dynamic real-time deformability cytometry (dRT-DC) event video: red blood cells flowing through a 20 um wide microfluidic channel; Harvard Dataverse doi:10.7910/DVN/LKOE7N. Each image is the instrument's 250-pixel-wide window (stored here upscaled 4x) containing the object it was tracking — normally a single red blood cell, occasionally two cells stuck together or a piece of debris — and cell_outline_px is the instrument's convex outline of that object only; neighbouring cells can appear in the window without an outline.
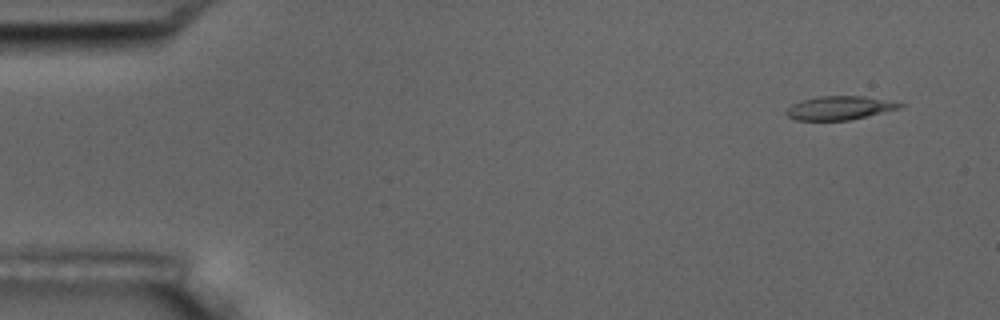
{"species": "common noctule bat (a hibernating species)", "species_latin": "Nyctalus noctula", "temperature_condition": "room temperature", "stored_images_in_passage": 9, "camera_frame_rate_fps": 3000, "um_per_image_px": 0.085, "animal": {"sex": "male", "body_mass_g": 17.5, "forearm_length_mm": 52.3}, "frame": {"image": 1, "passage_image": 2, "time_ms": 1.0, "image_size_px": [1000, 320], "cell_outline_px": [[904, 104], [900, 108], [848, 120], [796, 120], [788, 116], [784, 112], [792, 104], [800, 100], [820, 96], [864, 96]], "centroid_in_image_um": [71.29, 9.17], "position_along_channel_um": 13.7, "area_um2": 15.37}}
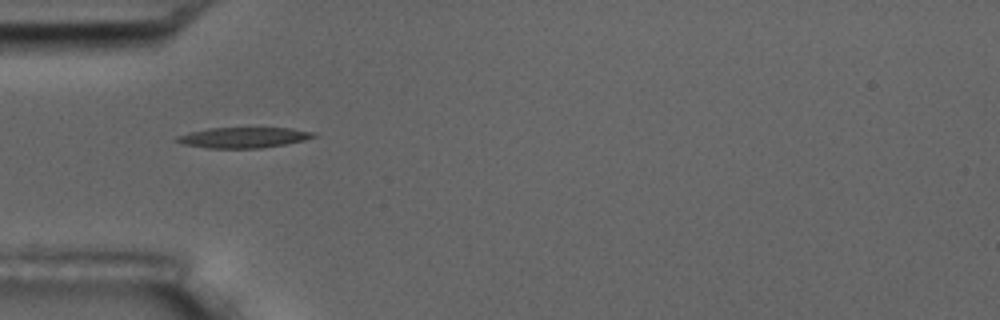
{"frame": {"image": 2, "passage_image": 6, "time_ms": 5.667, "image_size_px": [1000, 320], "cell_outline_px": [[316, 136], [304, 140], [284, 144], [260, 148], [208, 148], [184, 144], [176, 140], [176, 136], [188, 132], [208, 128], [292, 128], [312, 132]], "centroid_in_image_um": [20.66, 11.68], "position_along_channel_um": 64.3, "area_um2": 16.18}}
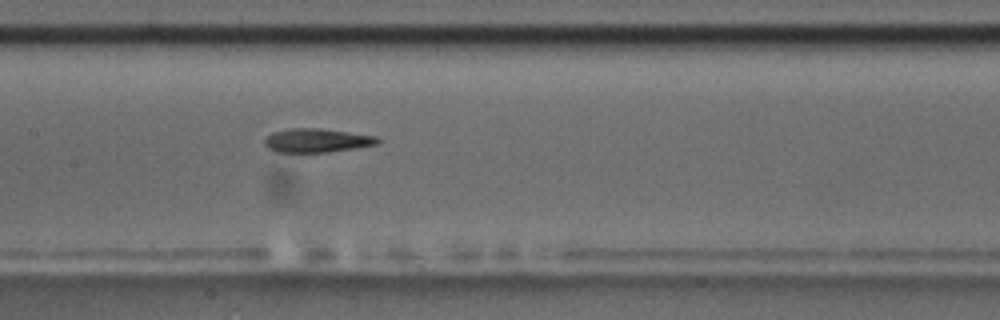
{"frame": {"image": 3, "passage_image": 9, "time_ms": 9.0, "image_size_px": [1000, 320], "cell_outline_px": [[380, 144], [356, 148], [328, 152], [276, 152], [268, 148], [264, 144], [264, 136], [272, 132], [292, 128], [320, 128], [376, 136], [380, 140]], "centroid_in_image_um": [26.91, 11.94], "position_along_channel_um": 180.5, "area_um2": 15.84}}